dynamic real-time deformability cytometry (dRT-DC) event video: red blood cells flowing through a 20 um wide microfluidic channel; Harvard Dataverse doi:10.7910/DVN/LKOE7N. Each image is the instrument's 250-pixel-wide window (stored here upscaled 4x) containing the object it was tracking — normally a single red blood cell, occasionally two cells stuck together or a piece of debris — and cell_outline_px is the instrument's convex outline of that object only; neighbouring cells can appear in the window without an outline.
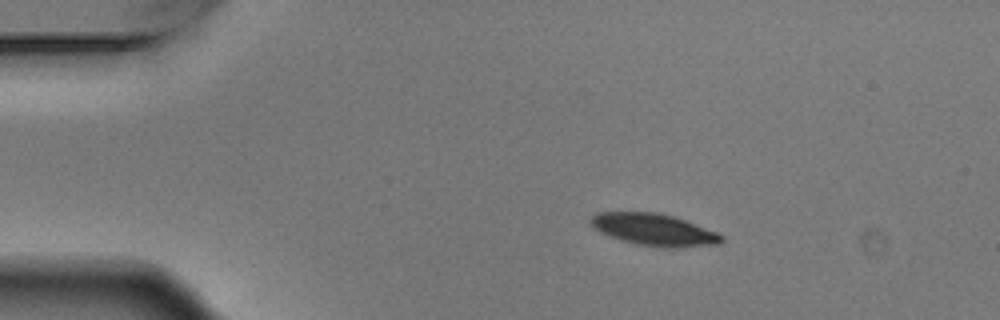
{"species": "Egyptian fruit bat (a non-hibernating species)", "species_latin": "Rousettus aegyptiacus", "temperature_condition": "warm", "stored_images_in_passage": 2, "camera_frame_rate_fps": 3000, "um_per_image_px": 0.085, "animal": {"sex": "male"}, "frame": {"image": 1, "passage_image": 1, "time_ms": 0.0, "image_size_px": [1000, 320], "cell_outline_px": [[724, 240], [720, 244], [680, 248], [664, 248], [636, 244], [620, 240], [600, 232], [588, 220], [596, 212], [656, 212], [672, 216], [684, 220], [716, 232], [724, 236]], "centroid_in_image_um": [55.6, 19.53], "position_along_channel_um": 29.4, "area_um2": 24.39}}